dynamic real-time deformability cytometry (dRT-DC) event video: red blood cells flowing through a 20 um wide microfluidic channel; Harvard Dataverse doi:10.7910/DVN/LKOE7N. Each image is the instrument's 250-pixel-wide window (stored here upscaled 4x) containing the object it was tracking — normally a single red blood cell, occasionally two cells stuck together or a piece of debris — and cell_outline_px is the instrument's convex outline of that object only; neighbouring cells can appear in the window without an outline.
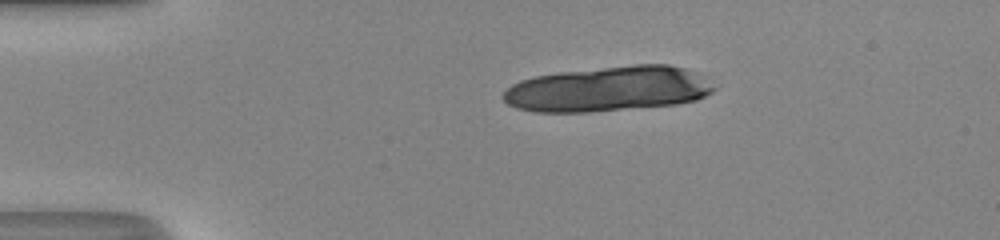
{"species": "human", "species_latin": "Homo sapiens", "temperature_condition": "room temperature", "stored_images_in_passage": 11, "camera_frame_rate_fps": 3000, "um_per_image_px": 0.085, "donor": {"sex": "male"}, "frame": {"image": 1, "passage_image": 1, "time_ms": 0.0, "image_size_px": [1000, 240], "cell_outline_px": [[716, 88], [712, 92], [696, 100], [676, 104], [588, 112], [536, 112], [516, 108], [508, 104], [500, 96], [512, 84], [520, 80], [536, 76], [560, 72], [636, 64], [668, 64], [684, 68]], "centroid_in_image_um": [51.61, 7.57], "position_along_channel_um": 33.4, "area_um2": 54.79}}